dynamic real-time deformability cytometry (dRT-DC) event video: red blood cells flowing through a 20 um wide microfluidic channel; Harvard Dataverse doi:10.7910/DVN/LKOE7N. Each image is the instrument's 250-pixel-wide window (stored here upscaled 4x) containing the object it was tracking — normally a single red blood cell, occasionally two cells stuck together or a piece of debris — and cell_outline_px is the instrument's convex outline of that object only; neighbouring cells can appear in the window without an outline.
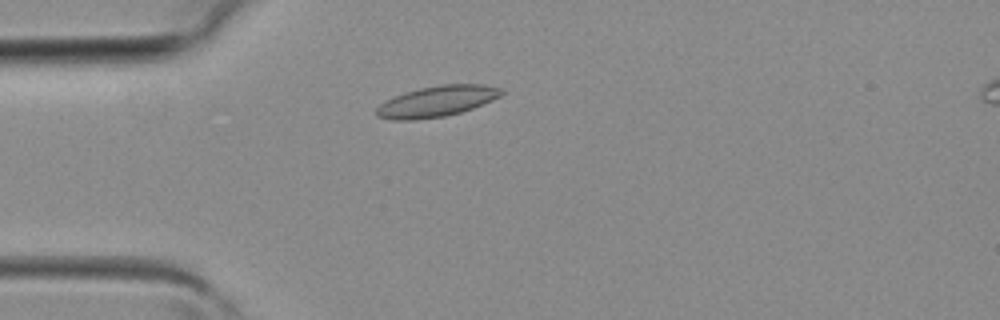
{"species": "common noctule bat (a hibernating species)", "species_latin": "Nyctalus noctula", "temperature_condition": "room temperature", "stored_images_in_passage": 4, "camera_frame_rate_fps": 3000, "um_per_image_px": 0.085, "animal": {"sex": "female", "body_mass_g": 19.3, "forearm_length_mm": 54.1}, "frame": {"image": 1, "passage_image": 4, "time_ms": 1.0, "image_size_px": [1000, 320], "cell_outline_px": [[504, 92], [500, 96], [492, 100], [472, 108], [460, 112], [444, 116], [416, 120], [392, 120], [376, 116], [376, 108], [384, 100], [392, 96], [404, 92], [420, 88], [440, 84], [484, 84], [504, 88]], "centroid_in_image_um": [37.11, 8.6], "position_along_channel_um": 47.9, "area_um2": 22.66}}